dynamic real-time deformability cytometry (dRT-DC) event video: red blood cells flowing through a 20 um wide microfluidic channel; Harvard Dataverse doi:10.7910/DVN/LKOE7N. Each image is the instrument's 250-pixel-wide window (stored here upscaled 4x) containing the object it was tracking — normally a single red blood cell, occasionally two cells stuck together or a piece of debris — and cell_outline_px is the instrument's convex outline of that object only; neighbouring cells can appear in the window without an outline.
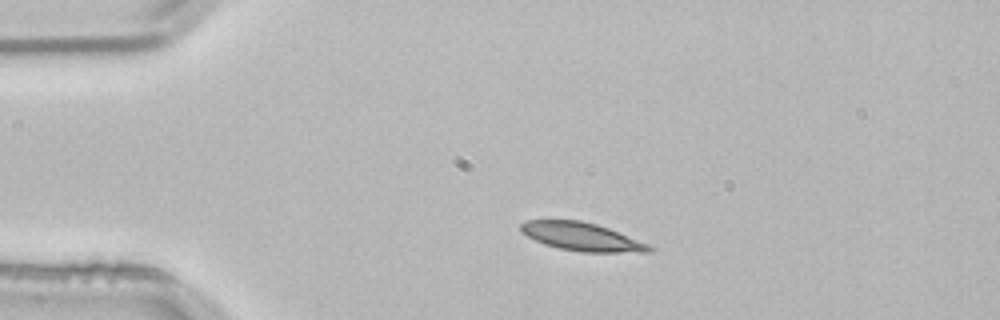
{"species": "common noctule bat (a hibernating species)", "species_latin": "Nyctalus noctula", "temperature_condition": "room temperature", "stored_images_in_passage": 2, "camera_frame_rate_fps": 3000, "um_per_image_px": 0.085, "animal": {"sex": "male", "body_mass_g": 21.5, "forearm_length_mm": 52.0}, "frame": {"image": 1, "passage_image": 1, "time_ms": 0.0, "image_size_px": [1000, 320], "cell_outline_px": [[656, 248], [652, 252], [580, 252], [560, 248], [544, 244], [520, 232], [520, 224], [528, 220], [580, 220], [596, 224], [608, 228], [648, 244]], "centroid_in_image_um": [49.46, 20.12], "position_along_channel_um": 35.5, "area_um2": 20.98}}